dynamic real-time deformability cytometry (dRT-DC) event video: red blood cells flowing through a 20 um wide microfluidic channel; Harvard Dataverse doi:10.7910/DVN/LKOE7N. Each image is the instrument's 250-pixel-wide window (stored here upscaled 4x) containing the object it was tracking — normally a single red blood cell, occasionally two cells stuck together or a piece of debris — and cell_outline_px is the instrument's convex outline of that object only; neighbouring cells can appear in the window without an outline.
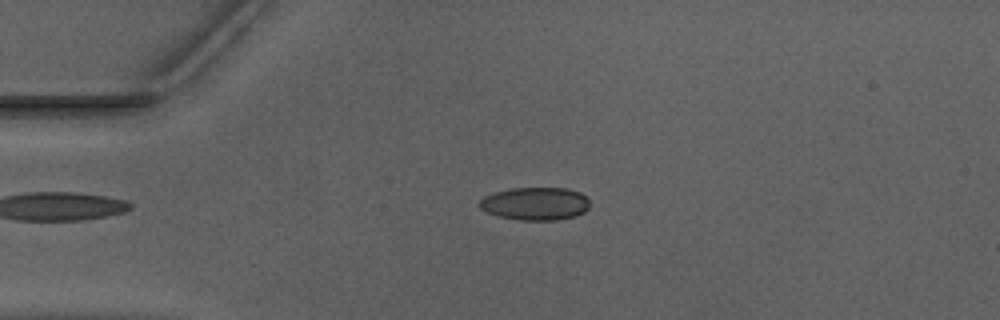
{"species": "Egyptian fruit bat (a non-hibernating species)", "species_latin": "Rousettus aegyptiacus", "temperature_condition": "warm", "stored_images_in_passage": 51, "camera_frame_rate_fps": 3000, "um_per_image_px": 0.085, "animal": {"sex": "male"}, "frame": {"image": 1, "passage_image": 12, "time_ms": 3.667, "image_size_px": [1000, 320], "cell_outline_px": [[588, 208], [584, 212], [576, 216], [556, 220], [520, 220], [500, 216], [488, 212], [480, 208], [480, 200], [484, 196], [496, 192], [512, 188], [568, 188], [580, 192], [588, 196]], "centroid_in_image_um": [45.54, 17.3], "position_along_channel_um": 39.5, "area_um2": 21.1}}
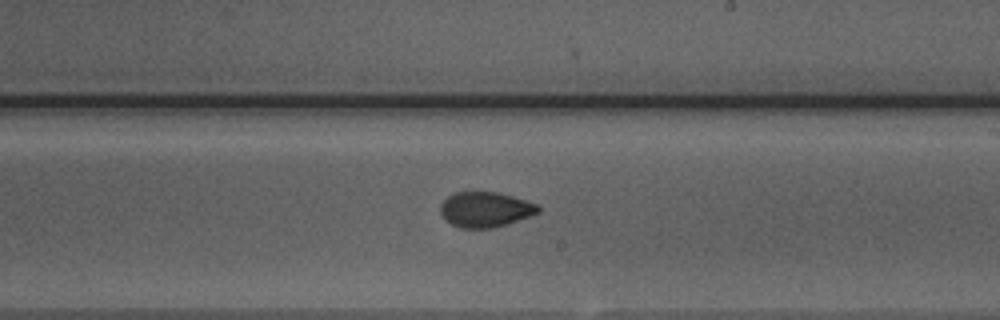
{"frame": {"image": 2, "passage_image": 30, "time_ms": 9.667, "image_size_px": [1000, 320], "cell_outline_px": [[540, 212], [532, 216], [508, 224], [492, 228], [460, 228], [444, 220], [440, 212], [440, 204], [448, 196], [456, 192], [496, 192], [512, 196], [536, 204], [540, 208]], "centroid_in_image_um": [41.24, 17.82], "position_along_channel_um": 247.8, "area_um2": 20.17}}
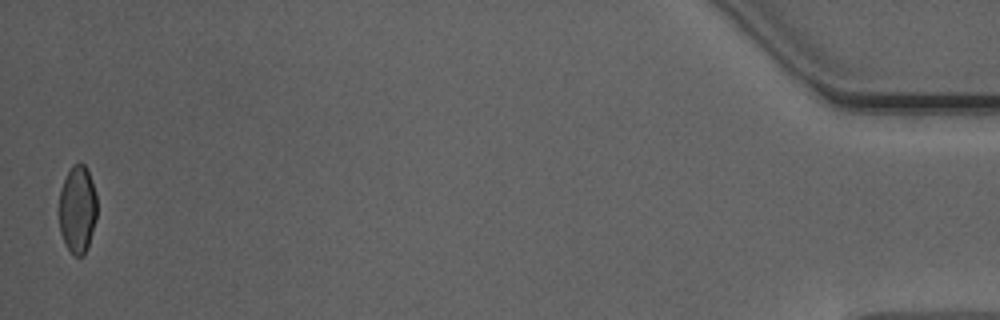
{"frame": {"image": 3, "passage_image": 51, "time_ms": 16.667, "image_size_px": [1000, 320], "cell_outline_px": [[96, 220], [88, 248], [84, 256], [76, 256], [64, 244], [60, 232], [60, 188], [72, 164], [80, 160], [84, 164], [88, 172], [96, 196]], "centroid_in_image_um": [6.59, 17.8], "position_along_channel_um": 428.6, "area_um2": 19.36}, "authors_computed_cell_mechanics": {"area_um2": 20.519, "velocity_mm_per_s": 3.9718, "shape_relaxation_time_tau1_ms": 7.2926, "shape_relaxation_time_tau2_ms": 1.5453, "deformation_change_tau1": 0.1703, "deformation_change_tau2": 0.0589}}